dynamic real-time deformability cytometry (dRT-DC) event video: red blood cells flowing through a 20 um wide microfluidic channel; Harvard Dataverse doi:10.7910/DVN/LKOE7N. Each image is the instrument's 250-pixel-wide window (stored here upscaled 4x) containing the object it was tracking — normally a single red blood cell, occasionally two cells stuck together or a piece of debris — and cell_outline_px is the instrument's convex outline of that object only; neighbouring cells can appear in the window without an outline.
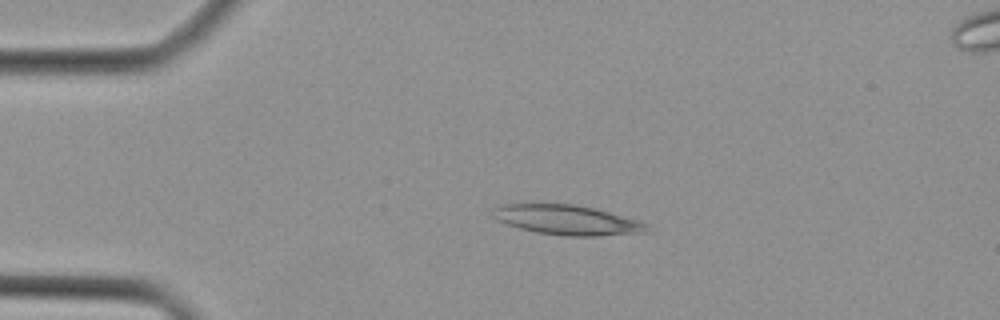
{"species": "Egyptian fruit bat (a non-hibernating species)", "species_latin": "Rousettus aegyptiacus", "temperature_condition": "cold", "stored_images_in_passage": 42, "camera_frame_rate_fps": 3000, "um_per_image_px": 0.085, "animal": {"sex": "female"}, "frame": {"image": 1, "passage_image": 8, "time_ms": 2.333, "image_size_px": [1000, 320], "cell_outline_px": [[652, 232], [592, 236], [564, 236], [536, 232], [520, 228], [496, 220], [492, 216], [492, 208], [504, 204], [576, 204], [608, 212], [636, 220], [648, 224]], "centroid_in_image_um": [48.2, 18.7], "position_along_channel_um": 36.8, "area_um2": 26.65}}
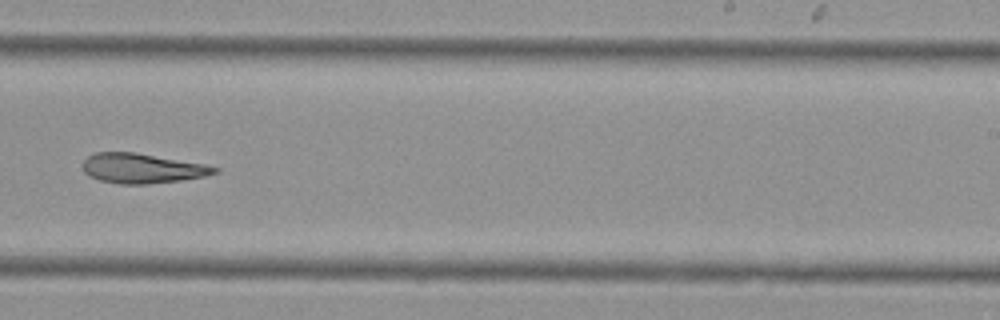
{"frame": {"image": 2, "passage_image": 26, "time_ms": 8.333, "image_size_px": [1000, 320], "cell_outline_px": [[220, 172], [204, 176], [180, 180], [148, 184], [120, 184], [100, 180], [88, 176], [84, 172], [84, 160], [88, 156], [96, 152], [136, 152], [204, 164], [220, 168]], "centroid_in_image_um": [12.09, 14.31], "position_along_channel_um": 276.9, "area_um2": 22.83}}
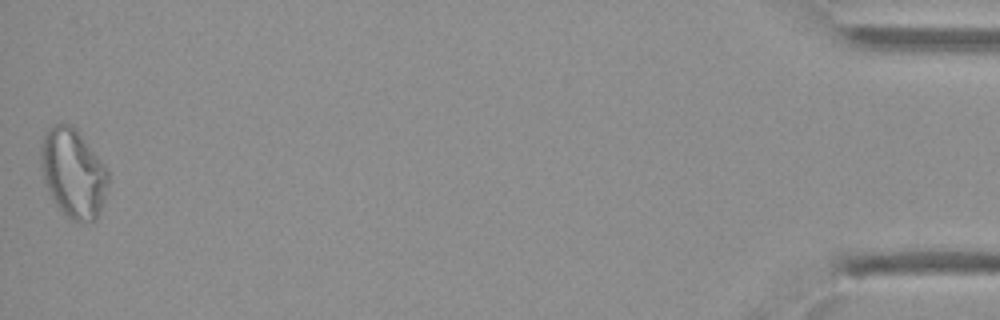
{"frame": {"image": 3, "passage_image": 42, "time_ms": 13.667, "image_size_px": [1000, 320], "cell_outline_px": [[108, 180], [104, 200], [96, 220], [72, 220], [56, 204], [44, 180], [40, 164], [40, 144], [44, 132], [48, 128], [56, 124], [68, 124], [76, 128], [104, 164], [108, 172]], "centroid_in_image_um": [6.2, 14.66], "position_along_channel_um": 429.0, "area_um2": 34.45}}